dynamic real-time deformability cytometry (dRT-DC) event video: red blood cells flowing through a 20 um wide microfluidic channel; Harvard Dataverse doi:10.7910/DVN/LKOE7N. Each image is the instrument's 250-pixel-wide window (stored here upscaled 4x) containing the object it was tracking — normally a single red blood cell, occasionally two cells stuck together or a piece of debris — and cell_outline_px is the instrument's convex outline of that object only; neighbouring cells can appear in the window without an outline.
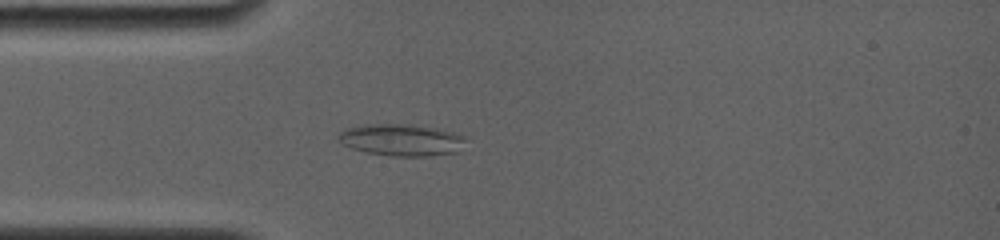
{"species": "common noctule bat (a hibernating species)", "species_latin": "Nyctalus noctula", "temperature_condition": "room temperature", "stored_images_in_passage": 4, "camera_frame_rate_fps": 4000, "um_per_image_px": 0.085, "animal": {"sex": "female", "body_mass_g": 19.0, "forearm_length_mm": 56.7}, "frame": {"image": 1, "passage_image": 4, "time_ms": 4.0, "image_size_px": [1000, 240], "cell_outline_px": [[468, 136], [456, 152], [428, 156], [392, 156], [368, 152], [352, 148], [336, 140], [336, 136], [344, 128], [364, 124], [408, 124], [432, 128], [452, 132]], "centroid_in_image_um": [34.07, 11.88], "position_along_channel_um": 50.9, "area_um2": 23.52}}